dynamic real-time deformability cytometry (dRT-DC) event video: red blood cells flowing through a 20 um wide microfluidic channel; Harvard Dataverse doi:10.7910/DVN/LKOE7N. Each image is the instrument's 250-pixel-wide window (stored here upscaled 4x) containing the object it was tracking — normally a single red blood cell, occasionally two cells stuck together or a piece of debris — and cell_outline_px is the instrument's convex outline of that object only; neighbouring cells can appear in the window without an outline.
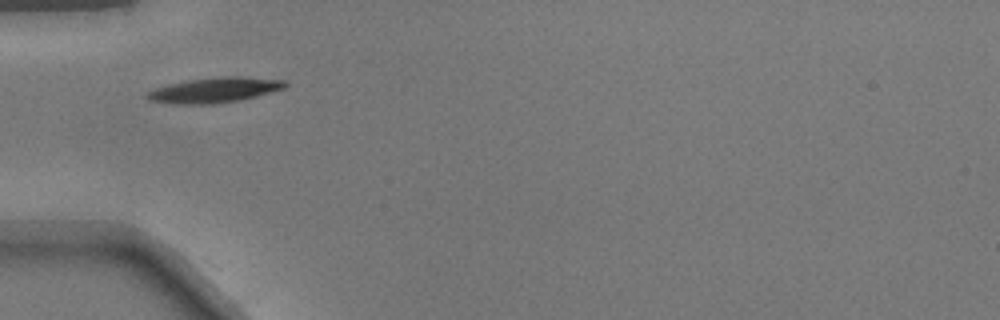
{"species": "common noctule bat (a hibernating species)", "species_latin": "Nyctalus noctula", "temperature_condition": "warm", "stored_images_in_passage": 35, "camera_frame_rate_fps": 3000, "um_per_image_px": 0.085, "animal": {"sex": "male", "body_mass_g": 17.9}, "frame": {"image": 1, "passage_image": 1, "time_ms": 0.0, "image_size_px": [1000, 320], "cell_outline_px": [[288, 84], [284, 88], [256, 96], [240, 100], [216, 104], [172, 104], [148, 100], [144, 96], [148, 92], [156, 88], [168, 84], [188, 80], [224, 76], [240, 76], [284, 80]], "centroid_in_image_um": [18.21, 7.66], "position_along_channel_um": 66.8, "area_um2": 20.23}}
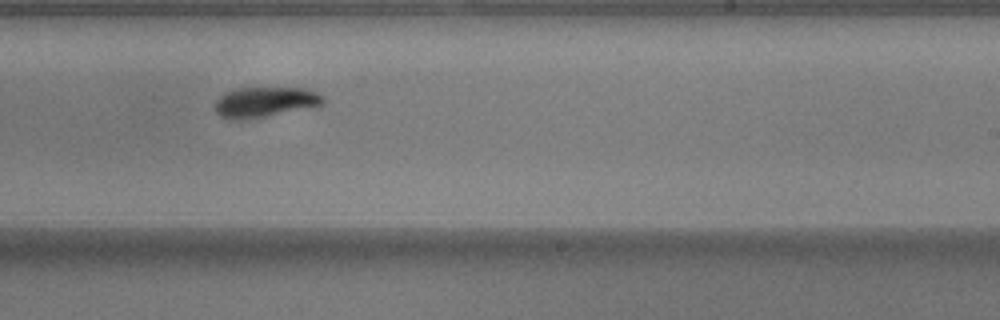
{"frame": {"image": 2, "passage_image": 16, "time_ms": 5.0, "image_size_px": [1000, 320], "cell_outline_px": [[324, 104], [264, 116], [220, 116], [216, 112], [216, 100], [224, 92], [236, 88], [308, 88], [324, 96]], "centroid_in_image_um": [22.59, 8.6], "position_along_channel_um": 266.4, "area_um2": 18.09}}
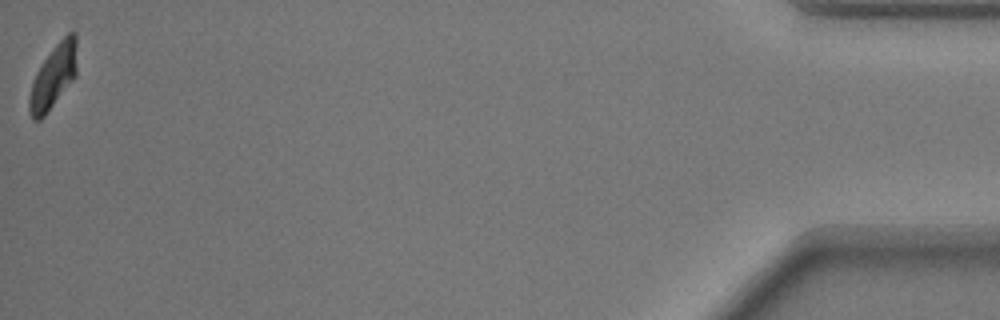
{"frame": {"image": 3, "passage_image": 35, "time_ms": 11.333, "image_size_px": [1000, 320], "cell_outline_px": [[76, 76], [44, 116], [40, 120], [32, 120], [28, 112], [28, 100], [32, 84], [36, 72], [52, 48], [68, 32], [76, 32]], "centroid_in_image_um": [4.52, 6.52], "position_along_channel_um": 430.7, "area_um2": 17.57}}